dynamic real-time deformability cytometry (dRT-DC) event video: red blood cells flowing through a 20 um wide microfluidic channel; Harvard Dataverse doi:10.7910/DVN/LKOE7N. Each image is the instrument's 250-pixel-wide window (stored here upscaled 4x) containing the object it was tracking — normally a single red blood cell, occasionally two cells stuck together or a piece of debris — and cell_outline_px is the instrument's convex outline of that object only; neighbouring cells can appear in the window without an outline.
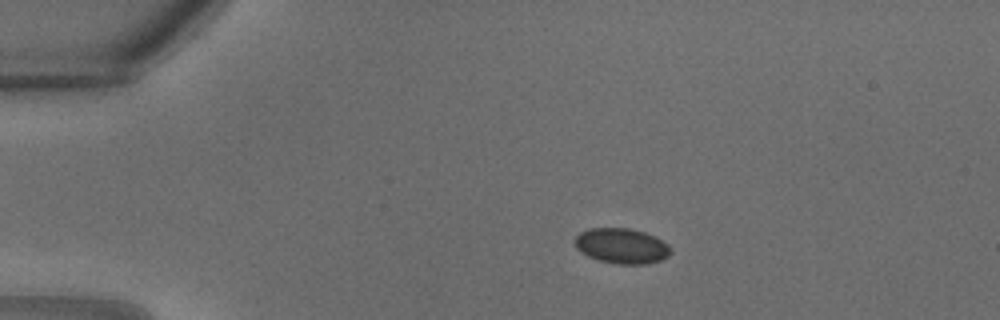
{"species": "common noctule bat (a hibernating species)", "species_latin": "Nyctalus noctula", "temperature_condition": "warm", "stored_images_in_passage": 33, "camera_frame_rate_fps": 3000, "um_per_image_px": 0.085, "animal": {"sex": "male", "body_mass_g": 18.8}, "frame": {"image": 1, "passage_image": 7, "time_ms": 2.0, "image_size_px": [1000, 320], "cell_outline_px": [[672, 252], [668, 256], [660, 260], [644, 264], [616, 264], [600, 260], [588, 256], [580, 252], [576, 248], [576, 236], [580, 232], [588, 228], [628, 228], [644, 232], [656, 236], [668, 244], [672, 248]], "centroid_in_image_um": [52.86, 20.9], "position_along_channel_um": 32.1, "area_um2": 19.77}}
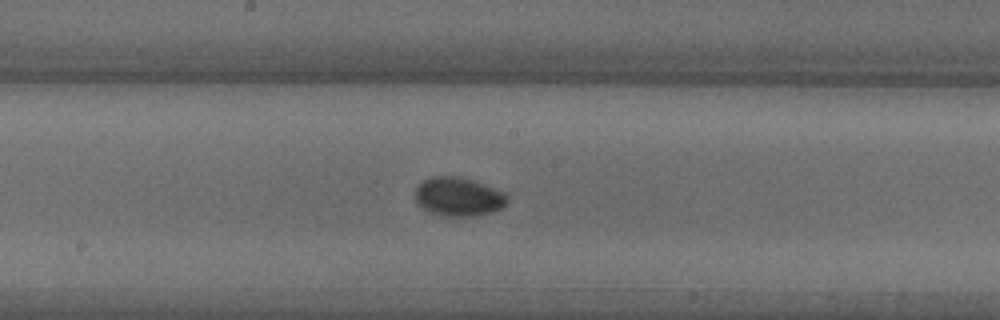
{"frame": {"image": 2, "passage_image": 18, "time_ms": 5.667, "image_size_px": [1000, 320], "cell_outline_px": [[508, 200], [500, 208], [492, 212], [472, 216], [440, 216], [424, 208], [416, 200], [416, 184], [420, 180], [432, 176], [456, 176], [472, 180], [504, 192], [508, 196]], "centroid_in_image_um": [38.94, 16.71], "position_along_channel_um": 209.3, "area_um2": 20.69}}
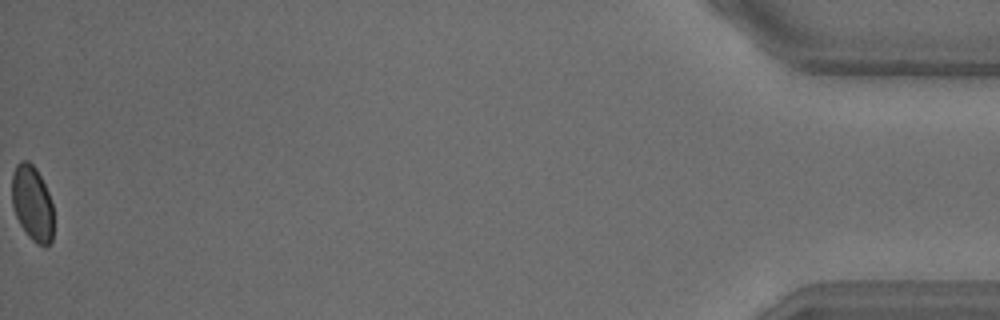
{"frame": {"image": 3, "passage_image": 33, "time_ms": 10.667, "image_size_px": [1000, 320], "cell_outline_px": [[52, 240], [44, 248], [36, 244], [28, 236], [20, 224], [16, 216], [12, 204], [12, 172], [16, 164], [20, 160], [28, 160], [36, 168], [48, 192], [52, 204]], "centroid_in_image_um": [2.73, 17.27], "position_along_channel_um": 432.5, "area_um2": 18.32}}